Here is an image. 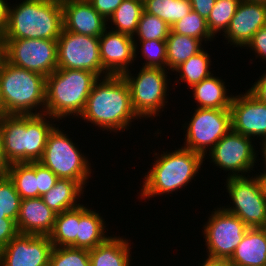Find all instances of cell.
<instances>
[{"mask_svg":"<svg viewBox=\"0 0 266 266\" xmlns=\"http://www.w3.org/2000/svg\"><path fill=\"white\" fill-rule=\"evenodd\" d=\"M10 0H0V33L5 34L8 24V7Z\"/></svg>","mask_w":266,"mask_h":266,"instance_id":"obj_44","label":"cell"},{"mask_svg":"<svg viewBox=\"0 0 266 266\" xmlns=\"http://www.w3.org/2000/svg\"><path fill=\"white\" fill-rule=\"evenodd\" d=\"M63 28L61 0H20L9 4L4 39L57 40Z\"/></svg>","mask_w":266,"mask_h":266,"instance_id":"obj_4","label":"cell"},{"mask_svg":"<svg viewBox=\"0 0 266 266\" xmlns=\"http://www.w3.org/2000/svg\"><path fill=\"white\" fill-rule=\"evenodd\" d=\"M205 259V260H204ZM199 266H233L228 259L206 257Z\"/></svg>","mask_w":266,"mask_h":266,"instance_id":"obj_45","label":"cell"},{"mask_svg":"<svg viewBox=\"0 0 266 266\" xmlns=\"http://www.w3.org/2000/svg\"><path fill=\"white\" fill-rule=\"evenodd\" d=\"M266 70L264 74L257 78V81L251 84L248 91L253 94L260 102L266 104Z\"/></svg>","mask_w":266,"mask_h":266,"instance_id":"obj_42","label":"cell"},{"mask_svg":"<svg viewBox=\"0 0 266 266\" xmlns=\"http://www.w3.org/2000/svg\"><path fill=\"white\" fill-rule=\"evenodd\" d=\"M240 0H216L212 11L207 18L210 33L216 38L223 35L229 27Z\"/></svg>","mask_w":266,"mask_h":266,"instance_id":"obj_33","label":"cell"},{"mask_svg":"<svg viewBox=\"0 0 266 266\" xmlns=\"http://www.w3.org/2000/svg\"><path fill=\"white\" fill-rule=\"evenodd\" d=\"M21 197L8 175L0 176V211L8 218L17 221Z\"/></svg>","mask_w":266,"mask_h":266,"instance_id":"obj_37","label":"cell"},{"mask_svg":"<svg viewBox=\"0 0 266 266\" xmlns=\"http://www.w3.org/2000/svg\"><path fill=\"white\" fill-rule=\"evenodd\" d=\"M166 41L167 70L173 71L181 63L200 52L205 45L201 40L174 33L170 30ZM203 43V44H202Z\"/></svg>","mask_w":266,"mask_h":266,"instance_id":"obj_27","label":"cell"},{"mask_svg":"<svg viewBox=\"0 0 266 266\" xmlns=\"http://www.w3.org/2000/svg\"><path fill=\"white\" fill-rule=\"evenodd\" d=\"M132 36L106 30L99 37L102 68L108 75H122L135 62V45ZM131 65V66H129Z\"/></svg>","mask_w":266,"mask_h":266,"instance_id":"obj_17","label":"cell"},{"mask_svg":"<svg viewBox=\"0 0 266 266\" xmlns=\"http://www.w3.org/2000/svg\"><path fill=\"white\" fill-rule=\"evenodd\" d=\"M9 164L5 160L2 151V142L0 137V176L7 175Z\"/></svg>","mask_w":266,"mask_h":266,"instance_id":"obj_48","label":"cell"},{"mask_svg":"<svg viewBox=\"0 0 266 266\" xmlns=\"http://www.w3.org/2000/svg\"><path fill=\"white\" fill-rule=\"evenodd\" d=\"M18 234L15 220L0 219V251Z\"/></svg>","mask_w":266,"mask_h":266,"instance_id":"obj_40","label":"cell"},{"mask_svg":"<svg viewBox=\"0 0 266 266\" xmlns=\"http://www.w3.org/2000/svg\"><path fill=\"white\" fill-rule=\"evenodd\" d=\"M79 119L114 134L128 131L132 122L141 121L133 110L129 86L122 75H108L94 83Z\"/></svg>","mask_w":266,"mask_h":266,"instance_id":"obj_1","label":"cell"},{"mask_svg":"<svg viewBox=\"0 0 266 266\" xmlns=\"http://www.w3.org/2000/svg\"><path fill=\"white\" fill-rule=\"evenodd\" d=\"M261 229L266 233V219H265V222H264L263 226L261 227Z\"/></svg>","mask_w":266,"mask_h":266,"instance_id":"obj_53","label":"cell"},{"mask_svg":"<svg viewBox=\"0 0 266 266\" xmlns=\"http://www.w3.org/2000/svg\"><path fill=\"white\" fill-rule=\"evenodd\" d=\"M0 99L6 115L45 114L46 77L4 60L0 67Z\"/></svg>","mask_w":266,"mask_h":266,"instance_id":"obj_6","label":"cell"},{"mask_svg":"<svg viewBox=\"0 0 266 266\" xmlns=\"http://www.w3.org/2000/svg\"><path fill=\"white\" fill-rule=\"evenodd\" d=\"M171 31L184 36L197 38L202 42L204 41V44L209 43V41L212 42L215 39L209 31L207 20L193 10L172 25Z\"/></svg>","mask_w":266,"mask_h":266,"instance_id":"obj_32","label":"cell"},{"mask_svg":"<svg viewBox=\"0 0 266 266\" xmlns=\"http://www.w3.org/2000/svg\"><path fill=\"white\" fill-rule=\"evenodd\" d=\"M216 0H190L192 10L207 20Z\"/></svg>","mask_w":266,"mask_h":266,"instance_id":"obj_43","label":"cell"},{"mask_svg":"<svg viewBox=\"0 0 266 266\" xmlns=\"http://www.w3.org/2000/svg\"><path fill=\"white\" fill-rule=\"evenodd\" d=\"M93 8L107 21L123 0H89Z\"/></svg>","mask_w":266,"mask_h":266,"instance_id":"obj_41","label":"cell"},{"mask_svg":"<svg viewBox=\"0 0 266 266\" xmlns=\"http://www.w3.org/2000/svg\"><path fill=\"white\" fill-rule=\"evenodd\" d=\"M134 43L135 61L137 57H143V59H145L142 67L167 69V49L165 40L134 41ZM138 45L140 48H138ZM139 49L141 51H139ZM139 52H141L140 55Z\"/></svg>","mask_w":266,"mask_h":266,"instance_id":"obj_34","label":"cell"},{"mask_svg":"<svg viewBox=\"0 0 266 266\" xmlns=\"http://www.w3.org/2000/svg\"><path fill=\"white\" fill-rule=\"evenodd\" d=\"M202 225L207 257L229 259L249 227L221 205L214 208Z\"/></svg>","mask_w":266,"mask_h":266,"instance_id":"obj_11","label":"cell"},{"mask_svg":"<svg viewBox=\"0 0 266 266\" xmlns=\"http://www.w3.org/2000/svg\"><path fill=\"white\" fill-rule=\"evenodd\" d=\"M7 175L13 181L21 199L38 197L36 162L10 164Z\"/></svg>","mask_w":266,"mask_h":266,"instance_id":"obj_30","label":"cell"},{"mask_svg":"<svg viewBox=\"0 0 266 266\" xmlns=\"http://www.w3.org/2000/svg\"><path fill=\"white\" fill-rule=\"evenodd\" d=\"M0 219H11V218H8L4 213L0 211Z\"/></svg>","mask_w":266,"mask_h":266,"instance_id":"obj_52","label":"cell"},{"mask_svg":"<svg viewBox=\"0 0 266 266\" xmlns=\"http://www.w3.org/2000/svg\"><path fill=\"white\" fill-rule=\"evenodd\" d=\"M266 25V5L241 1L231 19L228 29L222 35L232 48H244L253 35Z\"/></svg>","mask_w":266,"mask_h":266,"instance_id":"obj_18","label":"cell"},{"mask_svg":"<svg viewBox=\"0 0 266 266\" xmlns=\"http://www.w3.org/2000/svg\"><path fill=\"white\" fill-rule=\"evenodd\" d=\"M98 79L88 70L57 68L46 77L45 114L58 121L79 118Z\"/></svg>","mask_w":266,"mask_h":266,"instance_id":"obj_5","label":"cell"},{"mask_svg":"<svg viewBox=\"0 0 266 266\" xmlns=\"http://www.w3.org/2000/svg\"><path fill=\"white\" fill-rule=\"evenodd\" d=\"M240 1L262 3L266 5V0H240Z\"/></svg>","mask_w":266,"mask_h":266,"instance_id":"obj_50","label":"cell"},{"mask_svg":"<svg viewBox=\"0 0 266 266\" xmlns=\"http://www.w3.org/2000/svg\"><path fill=\"white\" fill-rule=\"evenodd\" d=\"M5 60V39L4 34L0 33V67Z\"/></svg>","mask_w":266,"mask_h":266,"instance_id":"obj_49","label":"cell"},{"mask_svg":"<svg viewBox=\"0 0 266 266\" xmlns=\"http://www.w3.org/2000/svg\"><path fill=\"white\" fill-rule=\"evenodd\" d=\"M253 143L255 144L254 140L248 136L230 130L204 159L210 158L212 166L226 172L225 178L250 175L255 170V163L257 164V150Z\"/></svg>","mask_w":266,"mask_h":266,"instance_id":"obj_10","label":"cell"},{"mask_svg":"<svg viewBox=\"0 0 266 266\" xmlns=\"http://www.w3.org/2000/svg\"><path fill=\"white\" fill-rule=\"evenodd\" d=\"M36 178L38 183V197L47 193L59 179L49 168L36 162Z\"/></svg>","mask_w":266,"mask_h":266,"instance_id":"obj_38","label":"cell"},{"mask_svg":"<svg viewBox=\"0 0 266 266\" xmlns=\"http://www.w3.org/2000/svg\"><path fill=\"white\" fill-rule=\"evenodd\" d=\"M144 11L158 16L170 27L190 13V0H143Z\"/></svg>","mask_w":266,"mask_h":266,"instance_id":"obj_31","label":"cell"},{"mask_svg":"<svg viewBox=\"0 0 266 266\" xmlns=\"http://www.w3.org/2000/svg\"><path fill=\"white\" fill-rule=\"evenodd\" d=\"M79 225V207L56 214L49 239L53 247L76 248V235Z\"/></svg>","mask_w":266,"mask_h":266,"instance_id":"obj_29","label":"cell"},{"mask_svg":"<svg viewBox=\"0 0 266 266\" xmlns=\"http://www.w3.org/2000/svg\"><path fill=\"white\" fill-rule=\"evenodd\" d=\"M263 171V172H261ZM259 171V173H255V177L257 179V182L259 183L260 186V190H261V194L264 197V199L266 200V170H261Z\"/></svg>","mask_w":266,"mask_h":266,"instance_id":"obj_46","label":"cell"},{"mask_svg":"<svg viewBox=\"0 0 266 266\" xmlns=\"http://www.w3.org/2000/svg\"><path fill=\"white\" fill-rule=\"evenodd\" d=\"M153 154L156 159L142 178L144 180L137 198L145 202L146 199L183 191L203 170L201 166L203 168V164H206L203 163L205 159L202 154L182 146L171 151H161V154L154 151Z\"/></svg>","mask_w":266,"mask_h":266,"instance_id":"obj_2","label":"cell"},{"mask_svg":"<svg viewBox=\"0 0 266 266\" xmlns=\"http://www.w3.org/2000/svg\"><path fill=\"white\" fill-rule=\"evenodd\" d=\"M58 68L88 70L99 78L108 74L102 68L99 37L69 32L63 28L57 39Z\"/></svg>","mask_w":266,"mask_h":266,"instance_id":"obj_13","label":"cell"},{"mask_svg":"<svg viewBox=\"0 0 266 266\" xmlns=\"http://www.w3.org/2000/svg\"><path fill=\"white\" fill-rule=\"evenodd\" d=\"M210 56L212 57V55H209L206 47H204L200 52L191 56L188 60L176 67L172 71L177 74V77H175L177 79H175L173 87H176L178 83L180 85V82H185L189 89L194 84L200 83L203 79L211 76L214 71H211L212 61ZM175 82L177 83L176 85Z\"/></svg>","mask_w":266,"mask_h":266,"instance_id":"obj_26","label":"cell"},{"mask_svg":"<svg viewBox=\"0 0 266 266\" xmlns=\"http://www.w3.org/2000/svg\"><path fill=\"white\" fill-rule=\"evenodd\" d=\"M61 1H68V0H61ZM75 1H89V0H75Z\"/></svg>","mask_w":266,"mask_h":266,"instance_id":"obj_54","label":"cell"},{"mask_svg":"<svg viewBox=\"0 0 266 266\" xmlns=\"http://www.w3.org/2000/svg\"><path fill=\"white\" fill-rule=\"evenodd\" d=\"M143 12V0H123L121 5L107 20L108 29L133 37Z\"/></svg>","mask_w":266,"mask_h":266,"instance_id":"obj_28","label":"cell"},{"mask_svg":"<svg viewBox=\"0 0 266 266\" xmlns=\"http://www.w3.org/2000/svg\"><path fill=\"white\" fill-rule=\"evenodd\" d=\"M170 30L171 27L161 18L144 11L132 38L134 41L166 40Z\"/></svg>","mask_w":266,"mask_h":266,"instance_id":"obj_35","label":"cell"},{"mask_svg":"<svg viewBox=\"0 0 266 266\" xmlns=\"http://www.w3.org/2000/svg\"><path fill=\"white\" fill-rule=\"evenodd\" d=\"M5 60L47 77L58 68L57 40L5 39Z\"/></svg>","mask_w":266,"mask_h":266,"instance_id":"obj_14","label":"cell"},{"mask_svg":"<svg viewBox=\"0 0 266 266\" xmlns=\"http://www.w3.org/2000/svg\"><path fill=\"white\" fill-rule=\"evenodd\" d=\"M254 173L246 176L226 178V192L230 204L222 206L227 212L236 215L249 228H261L266 219V200L261 194Z\"/></svg>","mask_w":266,"mask_h":266,"instance_id":"obj_12","label":"cell"},{"mask_svg":"<svg viewBox=\"0 0 266 266\" xmlns=\"http://www.w3.org/2000/svg\"><path fill=\"white\" fill-rule=\"evenodd\" d=\"M84 190L77 181L59 178L41 198L54 213L60 214L79 207L82 196H85Z\"/></svg>","mask_w":266,"mask_h":266,"instance_id":"obj_25","label":"cell"},{"mask_svg":"<svg viewBox=\"0 0 266 266\" xmlns=\"http://www.w3.org/2000/svg\"><path fill=\"white\" fill-rule=\"evenodd\" d=\"M64 29L76 34L100 37L107 28V21L89 1H61Z\"/></svg>","mask_w":266,"mask_h":266,"instance_id":"obj_19","label":"cell"},{"mask_svg":"<svg viewBox=\"0 0 266 266\" xmlns=\"http://www.w3.org/2000/svg\"><path fill=\"white\" fill-rule=\"evenodd\" d=\"M246 90L232 99L231 130L256 141L266 137V104Z\"/></svg>","mask_w":266,"mask_h":266,"instance_id":"obj_16","label":"cell"},{"mask_svg":"<svg viewBox=\"0 0 266 266\" xmlns=\"http://www.w3.org/2000/svg\"><path fill=\"white\" fill-rule=\"evenodd\" d=\"M190 90L197 108L230 109L234 97L225 81L214 74L194 84Z\"/></svg>","mask_w":266,"mask_h":266,"instance_id":"obj_23","label":"cell"},{"mask_svg":"<svg viewBox=\"0 0 266 266\" xmlns=\"http://www.w3.org/2000/svg\"><path fill=\"white\" fill-rule=\"evenodd\" d=\"M228 260L233 266H266V233L249 228Z\"/></svg>","mask_w":266,"mask_h":266,"instance_id":"obj_24","label":"cell"},{"mask_svg":"<svg viewBox=\"0 0 266 266\" xmlns=\"http://www.w3.org/2000/svg\"><path fill=\"white\" fill-rule=\"evenodd\" d=\"M139 69L136 74L129 70L122 76L129 86L131 104L135 113L142 120L148 118L152 120L161 116L159 114L164 111L168 103V92L174 90L168 86L171 80L168 74L171 73L163 68L139 67Z\"/></svg>","mask_w":266,"mask_h":266,"instance_id":"obj_8","label":"cell"},{"mask_svg":"<svg viewBox=\"0 0 266 266\" xmlns=\"http://www.w3.org/2000/svg\"><path fill=\"white\" fill-rule=\"evenodd\" d=\"M56 213L41 197L21 199L20 212L16 221L19 234L46 235L51 233Z\"/></svg>","mask_w":266,"mask_h":266,"instance_id":"obj_20","label":"cell"},{"mask_svg":"<svg viewBox=\"0 0 266 266\" xmlns=\"http://www.w3.org/2000/svg\"><path fill=\"white\" fill-rule=\"evenodd\" d=\"M246 48L255 53V60L257 57L262 62H266V25L261 27L252 37L251 41L247 44Z\"/></svg>","mask_w":266,"mask_h":266,"instance_id":"obj_39","label":"cell"},{"mask_svg":"<svg viewBox=\"0 0 266 266\" xmlns=\"http://www.w3.org/2000/svg\"><path fill=\"white\" fill-rule=\"evenodd\" d=\"M49 266H90L89 250L73 247H53Z\"/></svg>","mask_w":266,"mask_h":266,"instance_id":"obj_36","label":"cell"},{"mask_svg":"<svg viewBox=\"0 0 266 266\" xmlns=\"http://www.w3.org/2000/svg\"><path fill=\"white\" fill-rule=\"evenodd\" d=\"M63 129L58 124L53 128L47 138L43 156L38 162L49 168L58 178L77 181L85 189L92 172L94 173L91 169L93 166L86 153L79 149L78 143H74Z\"/></svg>","mask_w":266,"mask_h":266,"instance_id":"obj_7","label":"cell"},{"mask_svg":"<svg viewBox=\"0 0 266 266\" xmlns=\"http://www.w3.org/2000/svg\"><path fill=\"white\" fill-rule=\"evenodd\" d=\"M91 208V209H90ZM84 205L79 206V225L76 235V248L91 250L104 243L111 235L108 234V224L99 211ZM107 233V234H106ZM106 234V235H105Z\"/></svg>","mask_w":266,"mask_h":266,"instance_id":"obj_21","label":"cell"},{"mask_svg":"<svg viewBox=\"0 0 266 266\" xmlns=\"http://www.w3.org/2000/svg\"><path fill=\"white\" fill-rule=\"evenodd\" d=\"M113 235V236H112ZM104 243L89 250L90 266H131L133 242L112 234ZM124 237V238H123Z\"/></svg>","mask_w":266,"mask_h":266,"instance_id":"obj_22","label":"cell"},{"mask_svg":"<svg viewBox=\"0 0 266 266\" xmlns=\"http://www.w3.org/2000/svg\"><path fill=\"white\" fill-rule=\"evenodd\" d=\"M259 146H261L260 149L262 151L261 150H257V157H259L258 156V153L260 152L261 154H259V155H261L262 158L261 159L257 158V162H259L258 160H262L264 158L262 160L263 162L260 163V164H263L264 165L263 166L264 167V170H266V137L260 139Z\"/></svg>","mask_w":266,"mask_h":266,"instance_id":"obj_47","label":"cell"},{"mask_svg":"<svg viewBox=\"0 0 266 266\" xmlns=\"http://www.w3.org/2000/svg\"><path fill=\"white\" fill-rule=\"evenodd\" d=\"M5 115H6V113H5V110L2 106L1 99H0V119Z\"/></svg>","mask_w":266,"mask_h":266,"instance_id":"obj_51","label":"cell"},{"mask_svg":"<svg viewBox=\"0 0 266 266\" xmlns=\"http://www.w3.org/2000/svg\"><path fill=\"white\" fill-rule=\"evenodd\" d=\"M52 248L46 235L18 234L0 251V266H49Z\"/></svg>","mask_w":266,"mask_h":266,"instance_id":"obj_15","label":"cell"},{"mask_svg":"<svg viewBox=\"0 0 266 266\" xmlns=\"http://www.w3.org/2000/svg\"><path fill=\"white\" fill-rule=\"evenodd\" d=\"M193 109L190 121L181 125L186 133L182 147L205 156L231 130V112L230 109Z\"/></svg>","mask_w":266,"mask_h":266,"instance_id":"obj_9","label":"cell"},{"mask_svg":"<svg viewBox=\"0 0 266 266\" xmlns=\"http://www.w3.org/2000/svg\"><path fill=\"white\" fill-rule=\"evenodd\" d=\"M54 122L59 121L48 114L3 116L0 119V137L7 163L39 161L47 138L57 124Z\"/></svg>","mask_w":266,"mask_h":266,"instance_id":"obj_3","label":"cell"}]
</instances>
